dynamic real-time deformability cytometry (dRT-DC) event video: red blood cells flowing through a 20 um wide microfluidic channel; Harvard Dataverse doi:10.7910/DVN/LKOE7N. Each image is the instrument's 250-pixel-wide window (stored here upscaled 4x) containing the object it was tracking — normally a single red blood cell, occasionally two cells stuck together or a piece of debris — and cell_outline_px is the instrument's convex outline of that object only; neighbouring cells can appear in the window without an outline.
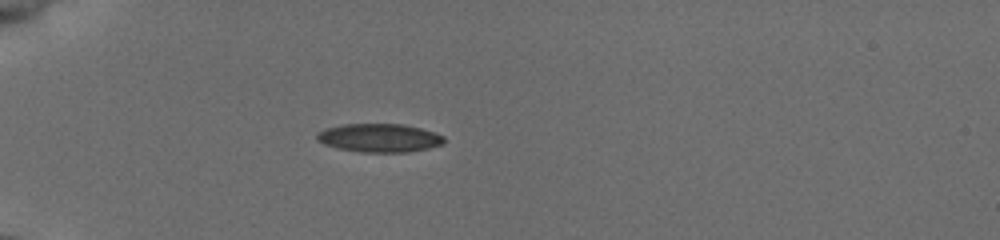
{"species": "common noctule bat (a hibernating species)", "species_latin": "Nyctalus noctula", "temperature_condition": "cold", "stored_images_in_passage": 38, "camera_frame_rate_fps": 3000, "um_per_image_px": 0.085, "animal": {"sex": "female", "body_mass_g": 19.5, "forearm_length_mm": 54.1}, "frame": {"image": 1, "passage_image": 1, "time_ms": 0.0, "image_size_px": [1000, 240], "cell_outline_px": [[444, 144], [428, 148], [408, 152], [360, 152], [336, 148], [324, 144], [316, 140], [316, 132], [328, 128], [344, 124], [404, 124], [420, 128], [444, 136]], "centroid_in_image_um": [32.22, 11.72], "position_along_channel_um": 52.8, "area_um2": 21.1}}
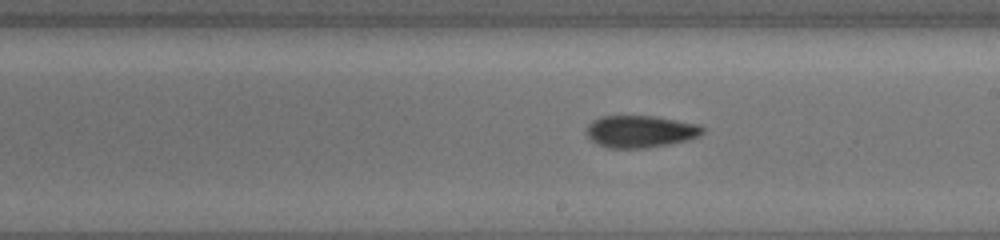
{"frame": {"image": 2, "passage_image": 17, "time_ms": 5.333, "image_size_px": [1000, 240], "cell_outline_px": [[704, 132], [700, 136], [688, 140], [648, 148], [608, 148], [592, 140], [584, 132], [588, 124], [592, 120], [600, 116], [656, 116], [700, 124], [704, 128]], "centroid_in_image_um": [54.45, 11.17], "position_along_channel_um": 234.6, "area_um2": 21.96}}
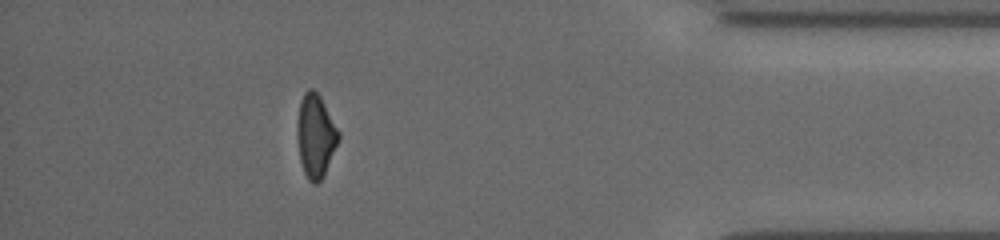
{"frame": {"image": 3, "passage_image": 33, "time_ms": 10.667, "image_size_px": [1000, 240], "cell_outline_px": [[340, 140], [324, 176], [316, 184], [312, 184], [308, 180], [304, 172], [300, 160], [296, 136], [296, 124], [300, 100], [304, 92], [308, 88], [312, 88], [320, 96], [340, 132]], "centroid_in_image_um": [26.82, 11.55], "position_along_channel_um": 408.4, "area_um2": 20.46}, "authors_computed_cell_mechanics": {"area_um2": 20.8658, "velocity_mm_per_s": 3.8973, "shape_relaxation_time_tau1_ms": 4.5298, "shape_relaxation_time_tau2_ms": 3.2996, "deformation_change_tau1": 0.1339, "deformation_change_tau2": 0.0973}}